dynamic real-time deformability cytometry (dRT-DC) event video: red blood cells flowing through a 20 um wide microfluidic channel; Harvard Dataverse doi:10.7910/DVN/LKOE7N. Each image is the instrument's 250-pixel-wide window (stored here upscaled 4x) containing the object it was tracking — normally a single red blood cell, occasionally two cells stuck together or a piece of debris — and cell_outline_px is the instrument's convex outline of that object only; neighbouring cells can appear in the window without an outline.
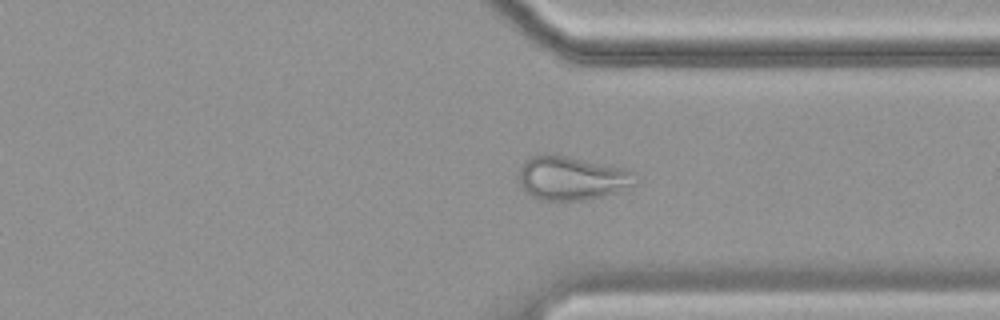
{"species": "common noctule bat (a hibernating species)", "species_latin": "Nyctalus noctula", "temperature_condition": "cold", "stored_images_in_passage": 59, "camera_frame_rate_fps": 3000, "um_per_image_px": 0.085, "animal": {"sex": "female", "body_mass_g": 19.9}, "frame": {"image": 1, "passage_image": 44, "time_ms": 14.333, "image_size_px": [1000, 320], "cell_outline_px": [[636, 184], [616, 192], [600, 196], [580, 200], [540, 200], [532, 196], [516, 180], [516, 176], [524, 160], [532, 156], [548, 152], [624, 168], [632, 172]], "centroid_in_image_um": [48.51, 15.11], "position_along_channel_um": 362.9, "area_um2": 29.71}}
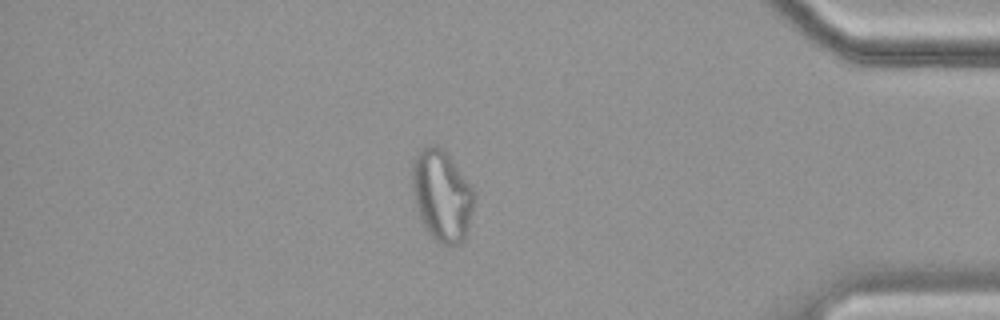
{"frame": {"image": 2, "passage_image": 50, "time_ms": 16.333, "image_size_px": [1000, 320], "cell_outline_px": [[476, 196], [468, 232], [460, 244], [440, 244], [424, 228], [412, 192], [412, 164], [420, 148], [428, 144], [436, 144], [452, 160], [476, 192]], "centroid_in_image_um": [37.57, 16.62], "position_along_channel_um": 397.6, "area_um2": 33.0}}